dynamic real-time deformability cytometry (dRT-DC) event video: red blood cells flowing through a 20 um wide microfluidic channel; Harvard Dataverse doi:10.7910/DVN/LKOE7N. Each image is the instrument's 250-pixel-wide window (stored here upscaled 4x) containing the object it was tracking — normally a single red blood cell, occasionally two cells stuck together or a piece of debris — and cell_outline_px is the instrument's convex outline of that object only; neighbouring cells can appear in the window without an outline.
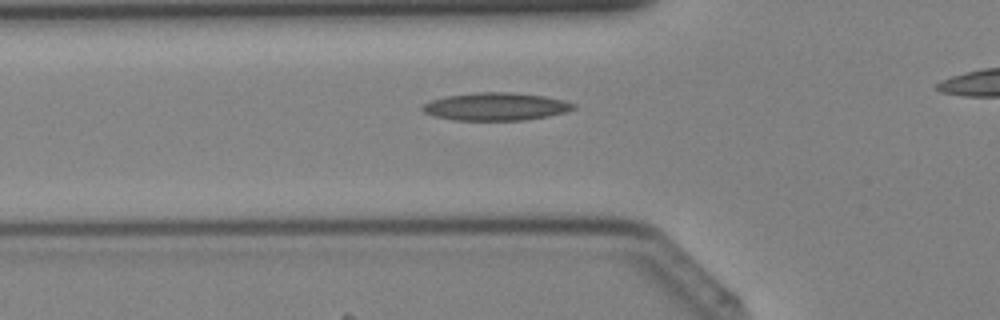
{"species": "Egyptian fruit bat (a non-hibernating species)", "species_latin": "Rousettus aegyptiacus", "temperature_condition": "cold", "stored_images_in_passage": 26, "camera_frame_rate_fps": 3000, "um_per_image_px": 0.085, "animal": {"sex": "female"}, "frame": {"image": 1, "passage_image": 6, "time_ms": 1.667, "image_size_px": [1000, 320], "cell_outline_px": [[576, 108], [564, 112], [548, 116], [524, 120], [452, 120], [432, 116], [424, 112], [420, 108], [424, 104], [432, 100], [444, 96], [476, 92], [512, 92], [544, 96], [564, 100], [576, 104]], "centroid_in_image_um": [42.12, 9.05], "position_along_channel_um": 83.7, "area_um2": 24.57}}
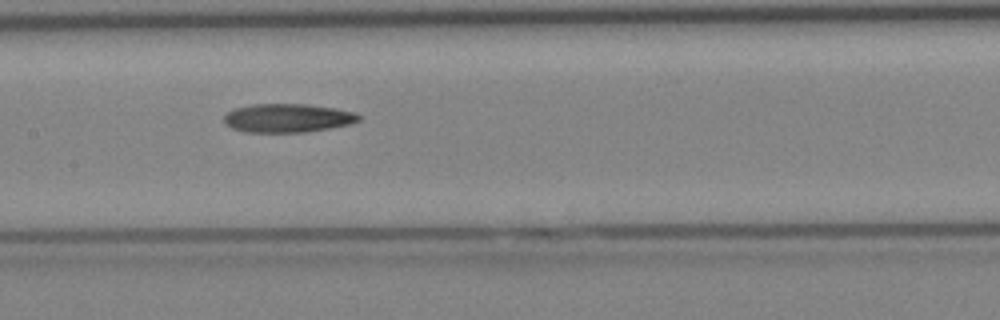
{"frame": {"image": 2, "passage_image": 12, "time_ms": 3.667, "image_size_px": [1000, 320], "cell_outline_px": [[364, 116], [360, 120], [352, 124], [304, 132], [244, 132], [232, 128], [224, 124], [224, 116], [228, 112], [236, 108], [252, 104], [304, 104], [332, 108], [352, 112]], "centroid_in_image_um": [24.44, 10.04], "position_along_channel_um": 183.0, "area_um2": 22.43}}
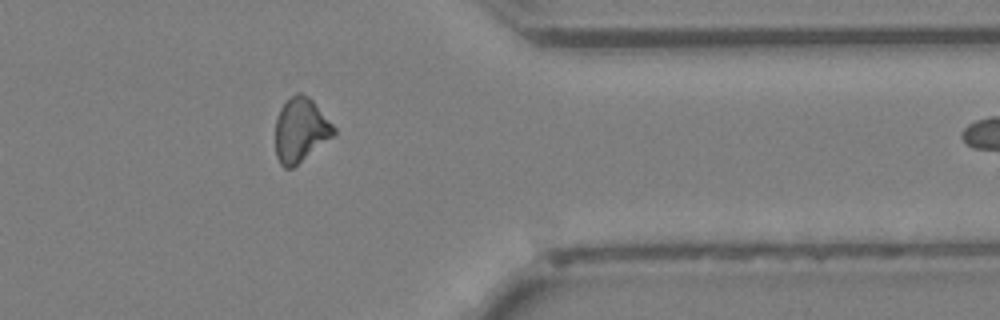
{"frame": {"image": 3, "passage_image": 25, "time_ms": 8.0, "image_size_px": [1000, 320], "cell_outline_px": [[336, 132], [332, 136], [292, 168], [284, 168], [280, 164], [276, 156], [276, 116], [280, 108], [296, 92], [300, 92], [308, 96], [312, 100], [336, 128]], "centroid_in_image_um": [25.53, 11.04], "position_along_channel_um": 385.9, "area_um2": 21.44}}